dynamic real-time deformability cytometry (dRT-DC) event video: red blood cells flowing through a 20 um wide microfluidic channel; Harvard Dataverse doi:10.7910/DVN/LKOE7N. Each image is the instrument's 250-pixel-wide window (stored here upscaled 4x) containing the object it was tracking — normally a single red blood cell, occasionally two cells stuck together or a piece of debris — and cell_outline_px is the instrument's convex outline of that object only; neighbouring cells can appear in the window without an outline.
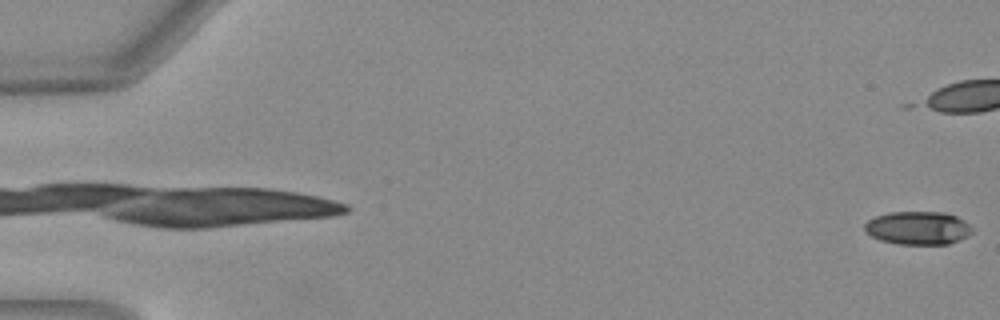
{"species": "Egyptian fruit bat (a non-hibernating species)", "species_latin": "Rousettus aegyptiacus", "temperature_condition": "warm", "stored_images_in_passage": 16, "camera_frame_rate_fps": 3000, "um_per_image_px": 0.085, "animal": {"sex": "female"}, "frame": {"image": 1, "passage_image": 1, "time_ms": 0.0, "image_size_px": [1000, 320], "cell_outline_px": [[972, 232], [968, 236], [948, 244], [896, 244], [880, 240], [864, 232], [864, 224], [868, 220], [876, 216], [888, 212], [944, 212], [956, 216], [964, 220], [972, 228]], "centroid_in_image_um": [78.0, 19.38], "position_along_channel_um": 7.0, "area_um2": 20.92}}